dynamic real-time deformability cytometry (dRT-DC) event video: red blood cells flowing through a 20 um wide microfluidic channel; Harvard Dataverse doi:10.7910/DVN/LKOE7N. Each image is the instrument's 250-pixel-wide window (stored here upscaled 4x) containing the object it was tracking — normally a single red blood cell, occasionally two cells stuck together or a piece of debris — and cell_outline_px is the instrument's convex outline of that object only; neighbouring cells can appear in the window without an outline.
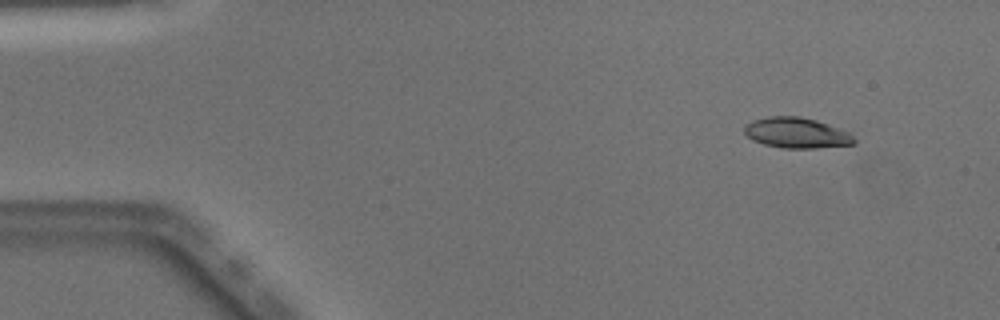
{"species": "Egyptian fruit bat (a non-hibernating species)", "species_latin": "Rousettus aegyptiacus", "temperature_condition": "warm", "stored_images_in_passage": 50, "camera_frame_rate_fps": 3000, "um_per_image_px": 0.085, "animal": {"sex": "male"}, "frame": {"image": 1, "passage_image": 5, "time_ms": 1.333, "image_size_px": [1000, 320], "cell_outline_px": [[856, 144], [816, 148], [780, 148], [764, 144], [752, 140], [744, 132], [744, 124], [752, 120], [768, 116], [800, 116], [816, 120], [828, 124], [848, 132], [856, 140]], "centroid_in_image_um": [67.68, 11.29], "position_along_channel_um": 17.3, "area_um2": 19.65}}
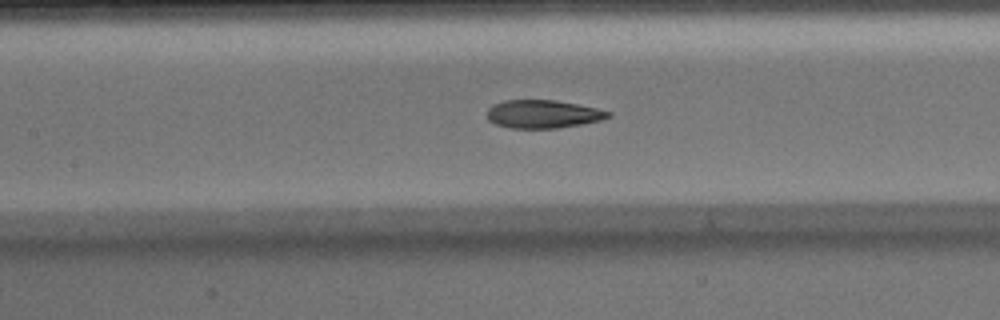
{"frame": {"image": 2, "passage_image": 23, "time_ms": 7.333, "image_size_px": [1000, 320], "cell_outline_px": [[612, 116], [600, 120], [580, 124], [556, 128], [512, 128], [496, 124], [488, 120], [488, 108], [492, 104], [504, 100], [556, 100], [596, 108], [612, 112]], "centroid_in_image_um": [46.14, 9.69], "position_along_channel_um": 161.3, "area_um2": 19.77}}
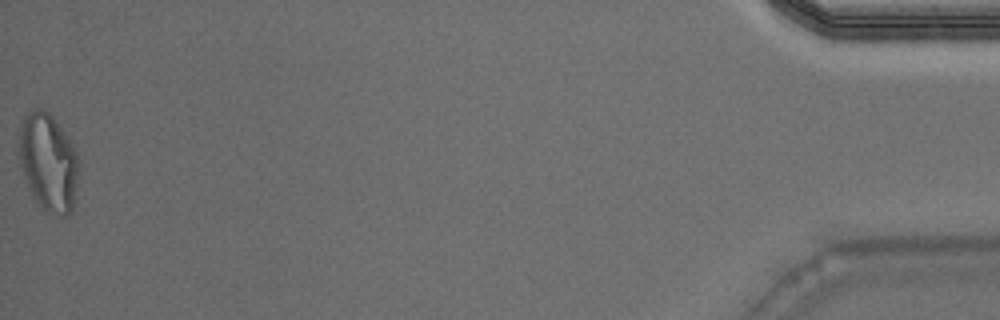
{"frame": {"image": 3, "passage_image": 50, "time_ms": 16.333, "image_size_px": [1000, 320], "cell_outline_px": [[80, 160], [72, 212], [68, 216], [52, 216], [44, 212], [36, 204], [28, 188], [20, 164], [20, 128], [24, 116], [28, 112], [36, 108], [44, 108], [52, 116], [68, 136]], "centroid_in_image_um": [4.12, 13.85], "position_along_channel_um": 431.1, "area_um2": 34.51}, "authors_computed_cell_mechanics": {"area_um2": 20.5479, "velocity_mm_per_s": 4.0695, "shape_relaxation_time_tau1_ms": null, "shape_relaxation_time_tau2_ms": 1.7751, "deformation_change_tau1": null, "deformation_change_tau2": 0.0903}}